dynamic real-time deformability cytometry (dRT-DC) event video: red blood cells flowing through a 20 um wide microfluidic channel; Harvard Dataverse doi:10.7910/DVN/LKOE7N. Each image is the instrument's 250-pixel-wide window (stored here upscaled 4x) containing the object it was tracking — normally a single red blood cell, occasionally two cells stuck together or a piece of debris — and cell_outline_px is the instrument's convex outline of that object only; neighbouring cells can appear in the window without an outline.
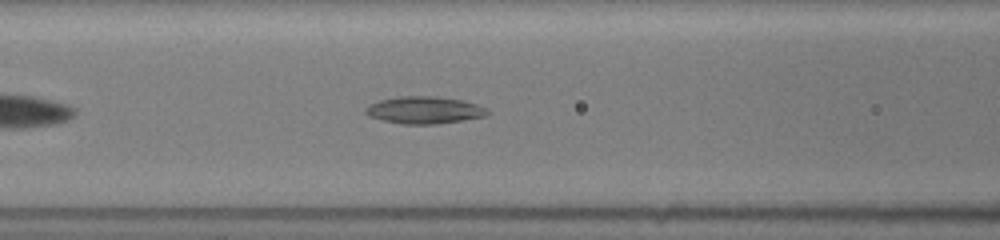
{"species": "common noctule bat (a hibernating species)", "species_latin": "Nyctalus noctula", "temperature_condition": "room temperature", "stored_images_in_passage": 29, "camera_frame_rate_fps": 3000, "um_per_image_px": 0.085, "animal": {"sex": "female", "body_mass_g": 19.5, "forearm_length_mm": 54.1}, "frame": {"image": 1, "passage_image": 7, "time_ms": 2.333, "image_size_px": [1000, 240], "cell_outline_px": [[492, 112], [484, 116], [464, 120], [436, 124], [404, 124], [384, 120], [368, 116], [364, 112], [364, 108], [368, 104], [380, 100], [400, 96], [436, 96], [460, 100], [476, 104]], "centroid_in_image_um": [36.03, 9.35], "position_along_channel_um": 130.6, "area_um2": 19.25}}
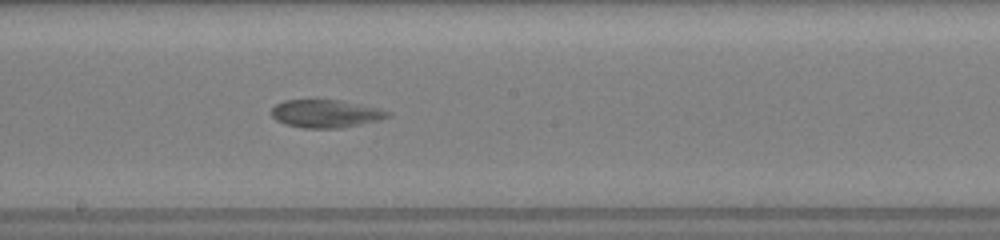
{"frame": {"image": 2, "passage_image": 12, "time_ms": 4.667, "image_size_px": [1000, 240], "cell_outline_px": [[392, 116], [376, 120], [340, 128], [304, 128], [284, 124], [276, 120], [272, 116], [272, 108], [276, 104], [284, 100], [340, 100], [376, 108], [388, 112]], "centroid_in_image_um": [27.62, 9.66], "position_along_channel_um": 220.6, "area_um2": 18.55}}
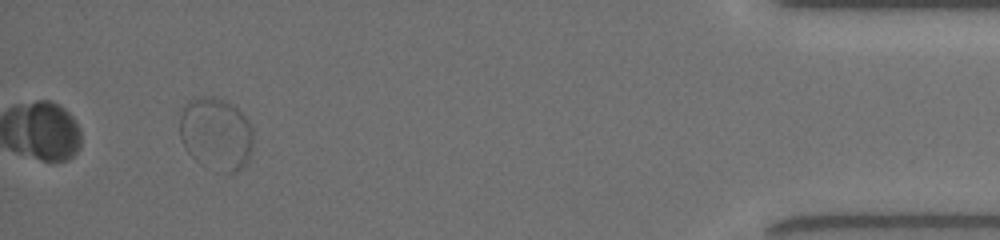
{"frame": {"image": 3, "passage_image": 26, "time_ms": 11.333, "image_size_px": [1000, 240], "cell_outline_px": [[252, 144], [248, 156], [244, 164], [236, 172], [224, 172], [200, 164], [184, 148], [180, 136], [180, 116], [184, 104], [188, 100], [196, 96], [216, 96], [224, 100], [236, 108], [248, 120], [252, 132]], "centroid_in_image_um": [18.32, 11.34], "position_along_channel_um": 416.9, "area_um2": 30.98}}